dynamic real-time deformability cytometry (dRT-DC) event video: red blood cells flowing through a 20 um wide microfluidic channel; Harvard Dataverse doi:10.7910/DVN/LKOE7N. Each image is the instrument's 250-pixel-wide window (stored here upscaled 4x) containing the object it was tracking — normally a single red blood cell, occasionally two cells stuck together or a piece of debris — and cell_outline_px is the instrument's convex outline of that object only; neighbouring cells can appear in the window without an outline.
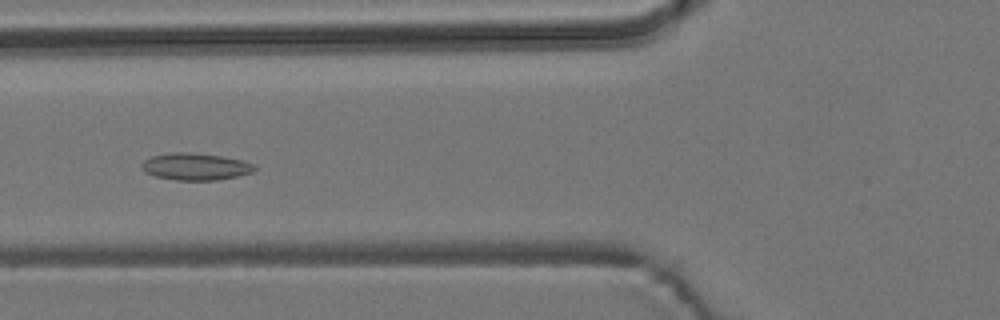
{"species": "common noctule bat (a hibernating species)", "species_latin": "Nyctalus noctula", "temperature_condition": "room temperature", "stored_images_in_passage": 8, "camera_frame_rate_fps": 3000, "um_per_image_px": 0.085, "animal": {"sex": "male", "body_mass_g": 19.2, "forearm_length_mm": 51.8}, "frame": {"image": 1, "passage_image": 7, "time_ms": 7.0, "image_size_px": [1000, 320], "cell_outline_px": [[256, 168], [252, 172], [236, 176], [216, 180], [176, 180], [156, 176], [144, 172], [140, 168], [140, 164], [144, 160], [152, 156], [172, 152], [188, 152], [220, 156], [244, 160], [256, 164]], "centroid_in_image_um": [16.6, 14.15], "position_along_channel_um": 109.2, "area_um2": 17.8}}
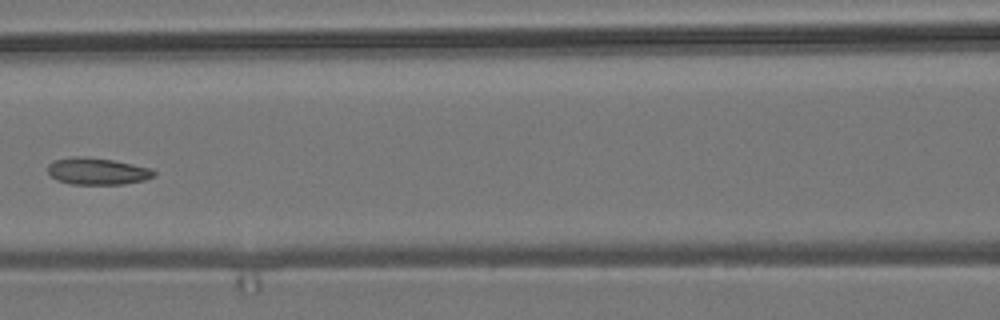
{"frame": {"image": 2, "passage_image": 8, "time_ms": 8.333, "image_size_px": [1000, 320], "cell_outline_px": [[156, 176], [144, 180], [124, 184], [72, 184], [56, 180], [48, 172], [48, 164], [56, 160], [72, 156], [84, 156], [112, 160], [152, 168], [156, 172]], "centroid_in_image_um": [8.29, 14.55], "position_along_channel_um": 158.3, "area_um2": 16.65}}